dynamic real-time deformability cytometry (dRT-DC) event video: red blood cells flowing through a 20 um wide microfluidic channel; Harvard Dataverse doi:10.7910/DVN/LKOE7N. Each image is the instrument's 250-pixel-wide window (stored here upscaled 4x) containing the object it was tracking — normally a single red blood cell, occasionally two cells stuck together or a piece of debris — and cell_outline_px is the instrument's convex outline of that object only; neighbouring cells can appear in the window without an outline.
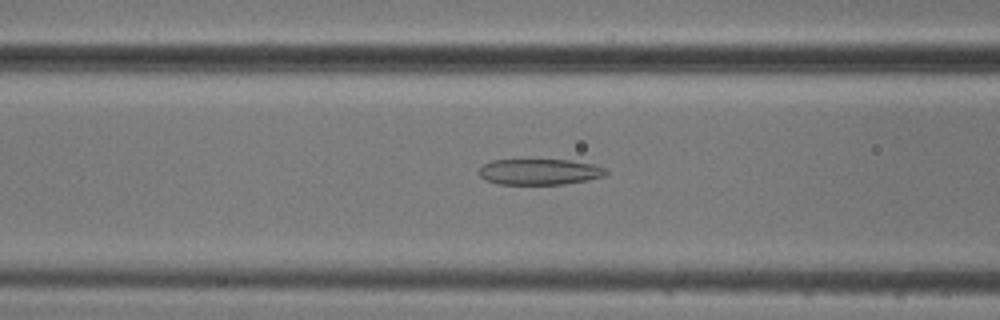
{"species": "common noctule bat (a hibernating species)", "species_latin": "Nyctalus noctula", "temperature_condition": "cold", "stored_images_in_passage": 43, "camera_frame_rate_fps": 3000, "um_per_image_px": 0.085, "animal": {"sex": "male", "body_mass_g": 20.5, "forearm_length_mm": 52.5}, "frame": {"image": 1, "passage_image": 11, "time_ms": 3.333, "image_size_px": [1000, 320], "cell_outline_px": [[608, 172], [604, 176], [588, 180], [564, 184], [500, 184], [484, 180], [476, 172], [484, 164], [492, 160], [568, 160], [592, 164], [604, 168]], "centroid_in_image_um": [45.82, 14.61], "position_along_channel_um": 120.8, "area_um2": 19.13}}
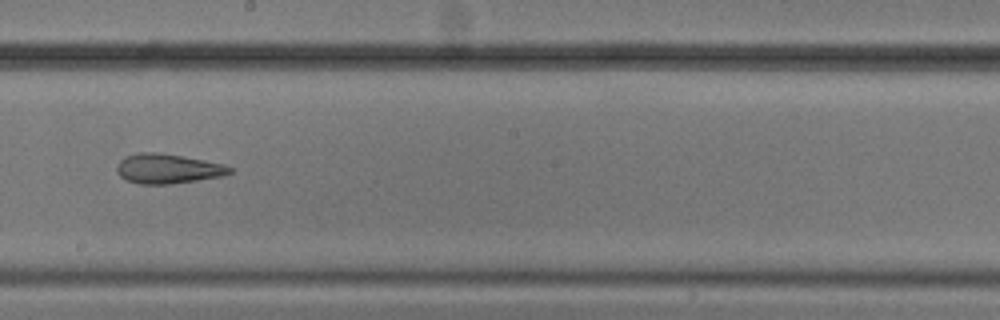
{"frame": {"image": 2, "passage_image": 20, "time_ms": 6.333, "image_size_px": [1000, 320], "cell_outline_px": [[232, 172], [224, 176], [172, 184], [140, 184], [124, 180], [116, 172], [116, 168], [120, 160], [124, 156], [140, 152], [160, 152], [184, 156], [224, 164], [232, 168]], "centroid_in_image_um": [14.24, 14.34], "position_along_channel_um": 234.0, "area_um2": 19.83}}
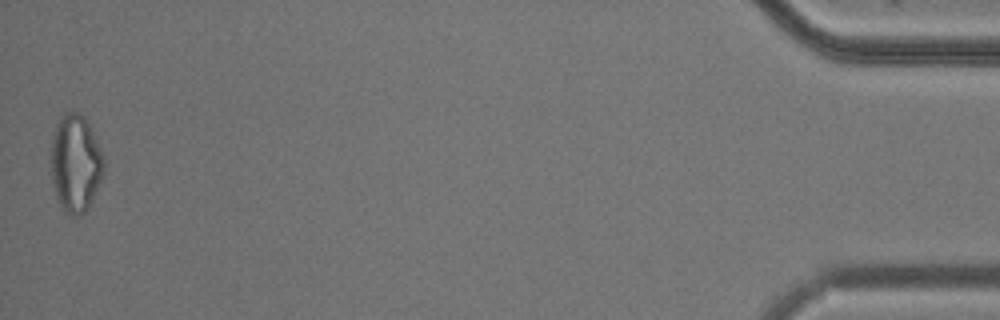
{"frame": {"image": 3, "passage_image": 43, "time_ms": 14.0, "image_size_px": [1000, 320], "cell_outline_px": [[104, 172], [92, 200], [88, 208], [80, 216], [72, 216], [60, 208], [56, 200], [48, 172], [52, 136], [56, 124], [60, 116], [64, 112], [80, 112], [84, 116], [92, 128], [104, 156]], "centroid_in_image_um": [6.37, 13.88], "position_along_channel_um": 428.8, "area_um2": 31.21}, "authors_computed_cell_mechanics": {"area_um2": 22.0796, "velocity_mm_per_s": 3.7588, "shape_relaxation_time_tau1_ms": null, "shape_relaxation_time_tau2_ms": 1.5376, "deformation_change_tau1": null, "deformation_change_tau2": 0.1037}}